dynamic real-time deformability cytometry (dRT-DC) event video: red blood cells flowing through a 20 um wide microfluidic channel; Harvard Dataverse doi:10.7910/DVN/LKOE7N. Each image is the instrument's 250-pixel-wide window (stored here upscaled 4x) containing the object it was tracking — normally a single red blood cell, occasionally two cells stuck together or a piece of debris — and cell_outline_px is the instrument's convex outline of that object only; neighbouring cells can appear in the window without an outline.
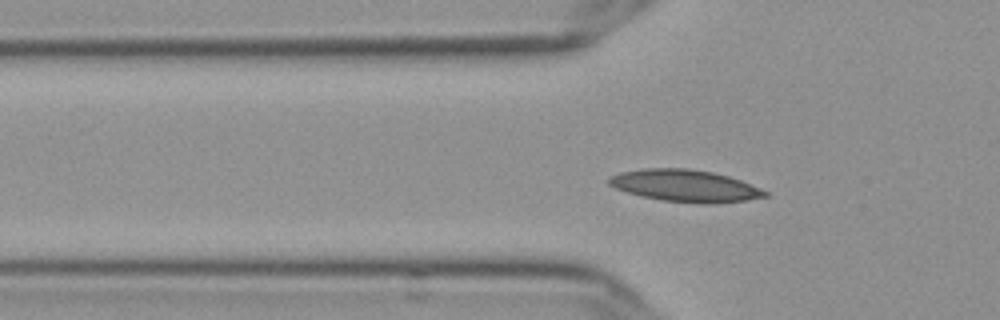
{"species": "Egyptian fruit bat (a non-hibernating species)", "species_latin": "Rousettus aegyptiacus", "temperature_condition": "cold", "stored_images_in_passage": 36, "camera_frame_rate_fps": 3000, "um_per_image_px": 0.085, "frame": {"image": 1, "passage_image": 4, "time_ms": 1.0, "image_size_px": [1000, 320], "cell_outline_px": [[768, 196], [744, 200], [716, 204], [700, 204], [664, 200], [640, 196], [616, 188], [608, 184], [608, 180], [612, 176], [620, 172], [644, 168], [688, 168], [712, 172], [728, 176], [740, 180], [760, 188], [768, 192]], "centroid_in_image_um": [58.24, 15.79], "position_along_channel_um": 67.6, "area_um2": 29.02}}
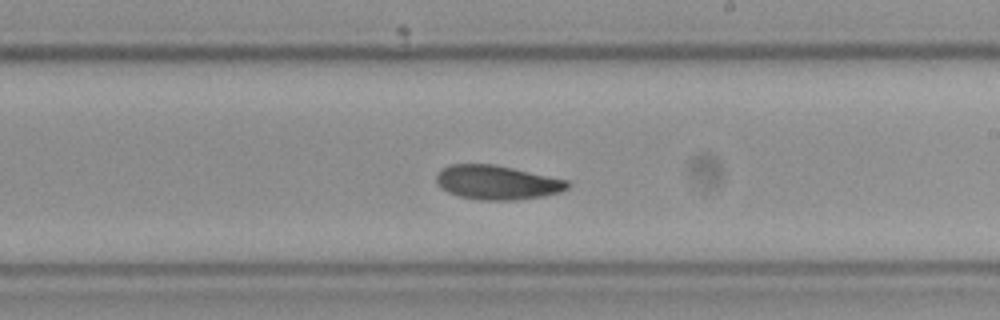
{"frame": {"image": 2, "passage_image": 19, "time_ms": 6.0, "image_size_px": [1000, 320], "cell_outline_px": [[572, 184], [568, 188], [560, 192], [544, 196], [512, 200], [480, 200], [460, 196], [448, 192], [440, 188], [436, 180], [436, 176], [444, 168], [452, 164], [492, 164], [512, 168], [568, 180]], "centroid_in_image_um": [42.27, 15.51], "position_along_channel_um": 246.7, "area_um2": 25.95}}
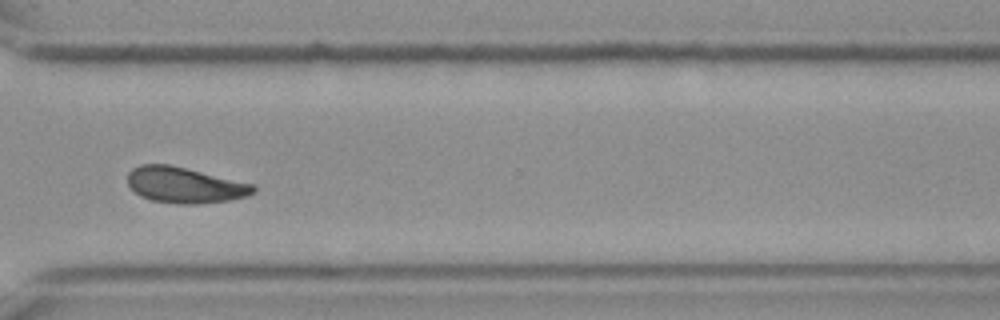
{"frame": {"image": 3, "passage_image": 28, "time_ms": 9.0, "image_size_px": [1000, 320], "cell_outline_px": [[256, 192], [248, 196], [228, 200], [196, 204], [176, 204], [152, 200], [140, 196], [128, 184], [128, 172], [132, 168], [140, 164], [168, 164], [256, 184]], "centroid_in_image_um": [15.73, 15.73], "position_along_channel_um": 354.9, "area_um2": 26.36}}